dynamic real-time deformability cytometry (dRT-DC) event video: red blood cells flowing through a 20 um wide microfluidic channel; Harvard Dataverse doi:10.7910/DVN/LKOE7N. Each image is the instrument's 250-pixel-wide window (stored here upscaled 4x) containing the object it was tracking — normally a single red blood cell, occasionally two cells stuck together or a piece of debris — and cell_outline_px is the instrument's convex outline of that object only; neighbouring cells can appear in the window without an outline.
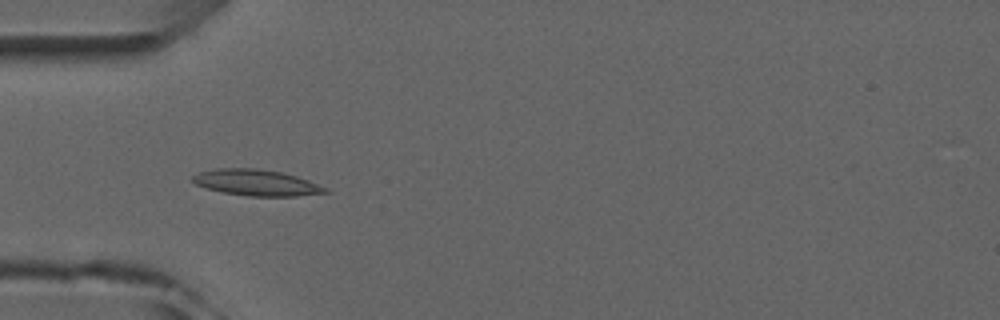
{"species": "common noctule bat (a hibernating species)", "species_latin": "Nyctalus noctula", "temperature_condition": "room temperature", "stored_images_in_passage": 8, "camera_frame_rate_fps": 3000, "um_per_image_px": 0.085, "animal": {"sex": "male", "forearm_length_mm": 52.5}, "frame": {"image": 1, "passage_image": 4, "time_ms": 3.333, "image_size_px": [1000, 320], "cell_outline_px": [[332, 192], [296, 196], [248, 196], [220, 192], [196, 184], [192, 180], [192, 176], [200, 172], [216, 168], [256, 168], [280, 172], [296, 176], [308, 180], [328, 188]], "centroid_in_image_um": [21.82, 15.53], "position_along_channel_um": 63.2, "area_um2": 20.17}}
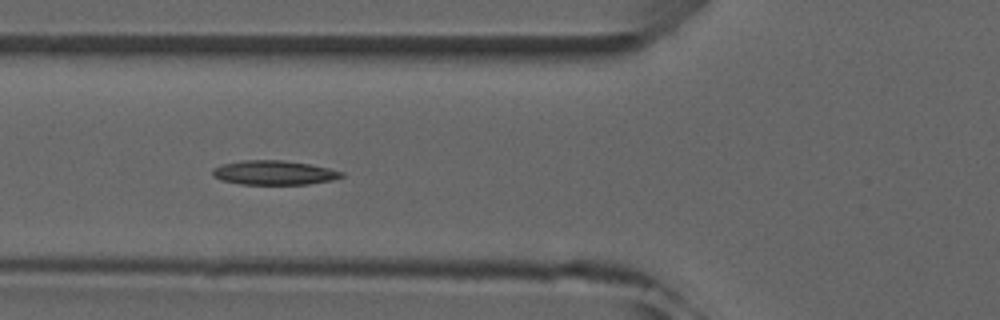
{"frame": {"image": 2, "passage_image": 5, "time_ms": 4.333, "image_size_px": [1000, 320], "cell_outline_px": [[344, 176], [332, 180], [308, 184], [240, 184], [220, 180], [212, 176], [212, 168], [220, 164], [244, 160], [284, 160], [308, 164], [328, 168], [344, 172]], "centroid_in_image_um": [23.25, 14.67], "position_along_channel_um": 102.6, "area_um2": 18.32}}
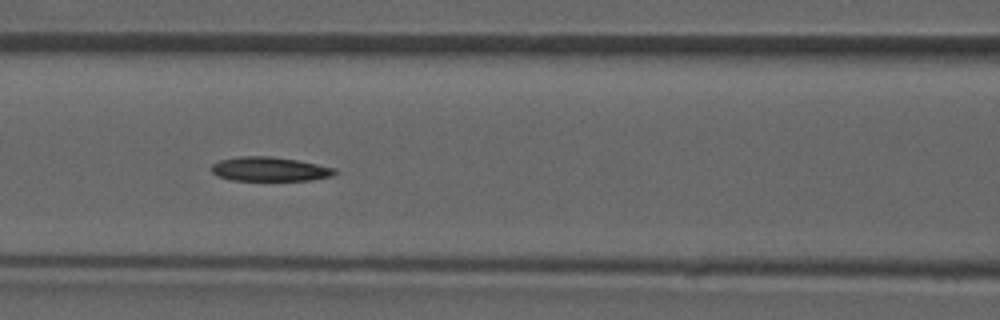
{"frame": {"image": 3, "passage_image": 6, "time_ms": 5.333, "image_size_px": [1000, 320], "cell_outline_px": [[336, 172], [332, 176], [312, 180], [232, 180], [216, 176], [212, 172], [212, 164], [220, 160], [240, 156], [268, 156], [296, 160], [336, 168]], "centroid_in_image_um": [22.9, 14.38], "position_along_channel_um": 143.7, "area_um2": 17.28}}